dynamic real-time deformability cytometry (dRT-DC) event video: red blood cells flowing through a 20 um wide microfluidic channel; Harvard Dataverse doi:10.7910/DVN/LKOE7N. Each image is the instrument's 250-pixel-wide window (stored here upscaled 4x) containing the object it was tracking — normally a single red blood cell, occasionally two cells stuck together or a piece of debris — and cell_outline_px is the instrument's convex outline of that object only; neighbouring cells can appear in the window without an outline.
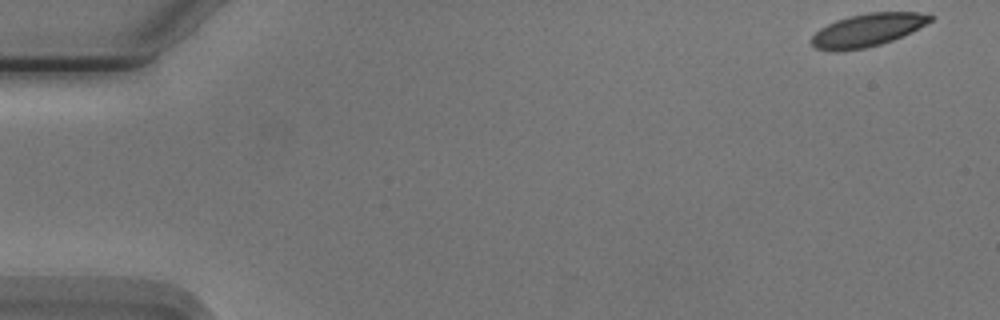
{"species": "Egyptian fruit bat (a non-hibernating species)", "species_latin": "Rousettus aegyptiacus", "temperature_condition": "cold", "stored_images_in_passage": 13, "camera_frame_rate_fps": 3000, "um_per_image_px": 0.085, "animal": {"sex": "male"}, "frame": {"image": 1, "passage_image": 1, "time_ms": 0.0, "image_size_px": [1000, 320], "cell_outline_px": [[932, 20], [892, 40], [880, 44], [864, 48], [836, 52], [816, 48], [812, 44], [812, 36], [820, 28], [836, 20], [848, 16], [868, 12], [920, 12], [932, 16]], "centroid_in_image_um": [73.68, 2.55], "position_along_channel_um": 11.3, "area_um2": 22.37}}